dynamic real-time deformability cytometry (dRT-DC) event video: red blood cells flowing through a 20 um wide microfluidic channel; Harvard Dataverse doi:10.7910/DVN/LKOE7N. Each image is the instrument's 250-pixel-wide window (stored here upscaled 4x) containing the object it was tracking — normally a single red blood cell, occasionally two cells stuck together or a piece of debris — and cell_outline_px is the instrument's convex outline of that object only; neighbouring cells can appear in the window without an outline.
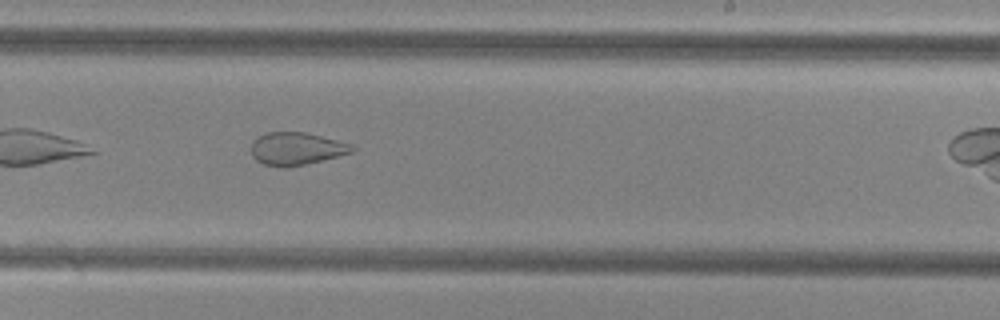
{"species": "common noctule bat (a hibernating species)", "species_latin": "Nyctalus noctula", "temperature_condition": "cold", "stored_images_in_passage": 32, "camera_frame_rate_fps": 3000, "um_per_image_px": 0.085, "animal": {"sex": "female", "body_mass_g": 29.2, "forearm_length_mm": 56.3}, "frame": {"image": 1, "passage_image": 28, "time_ms": 9.0, "image_size_px": [1000, 320], "cell_outline_px": [[356, 148], [352, 152], [288, 168], [284, 168], [264, 164], [256, 160], [252, 156], [252, 144], [260, 136], [268, 132], [304, 132], [352, 144]], "centroid_in_image_um": [25.19, 12.64], "position_along_channel_um": 263.8, "area_um2": 18.84}}